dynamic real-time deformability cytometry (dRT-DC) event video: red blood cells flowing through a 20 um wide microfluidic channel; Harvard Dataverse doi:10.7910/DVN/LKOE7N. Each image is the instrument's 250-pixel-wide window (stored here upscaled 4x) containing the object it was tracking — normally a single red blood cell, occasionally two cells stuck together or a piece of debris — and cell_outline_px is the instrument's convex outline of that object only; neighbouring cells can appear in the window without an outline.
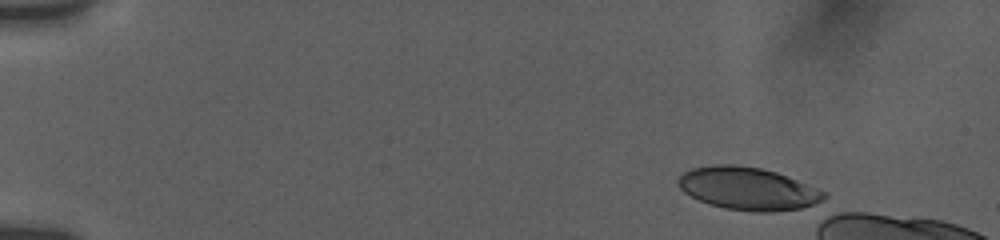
{"species": "human", "species_latin": "Homo sapiens", "temperature_condition": "room temperature", "stored_images_in_passage": 13, "camera_frame_rate_fps": 3000, "um_per_image_px": 0.085, "donor": {"sex": "female"}, "frame": {"image": 1, "passage_image": 1, "time_ms": 0.0, "image_size_px": [1000, 240], "cell_outline_px": [[828, 196], [824, 204], [800, 208], [772, 212], [756, 212], [724, 208], [708, 204], [684, 192], [680, 188], [676, 180], [684, 172], [692, 168], [712, 164], [732, 164], [760, 168], [776, 172], [816, 188], [824, 192]], "centroid_in_image_um": [63.6, 16.04], "position_along_channel_um": 21.4, "area_um2": 36.47}}